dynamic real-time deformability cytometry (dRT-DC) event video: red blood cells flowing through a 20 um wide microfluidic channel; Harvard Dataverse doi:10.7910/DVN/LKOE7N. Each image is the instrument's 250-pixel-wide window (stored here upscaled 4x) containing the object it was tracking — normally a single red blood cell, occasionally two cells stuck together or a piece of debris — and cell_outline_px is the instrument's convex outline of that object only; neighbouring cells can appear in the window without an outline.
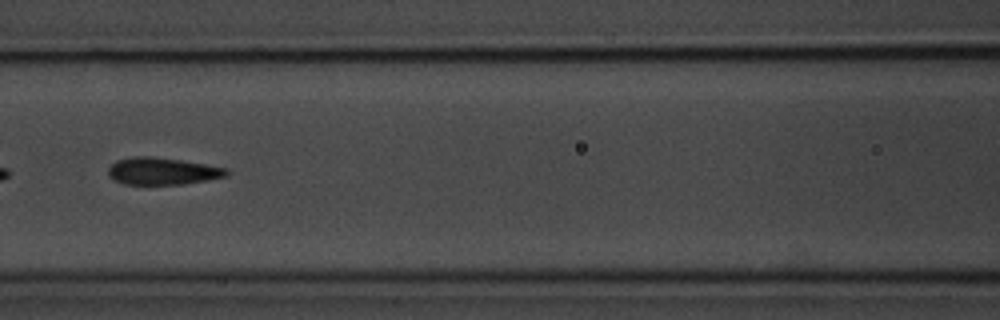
{"species": "common noctule bat (a hibernating species)", "species_latin": "Nyctalus noctula", "temperature_condition": "room temperature", "stored_images_in_passage": 7, "camera_frame_rate_fps": 3000, "um_per_image_px": 0.085, "animal": {"sex": "male", "body_mass_g": 20.1, "forearm_length_mm": 53.5}, "frame": {"image": 1, "passage_image": 4, "time_ms": 3.667, "image_size_px": [1000, 320], "cell_outline_px": [[228, 176], [184, 184], [124, 184], [108, 176], [108, 168], [116, 160], [136, 156], [148, 156], [180, 160], [228, 168]], "centroid_in_image_um": [13.8, 14.55], "position_along_channel_um": 152.8, "area_um2": 18.55}}
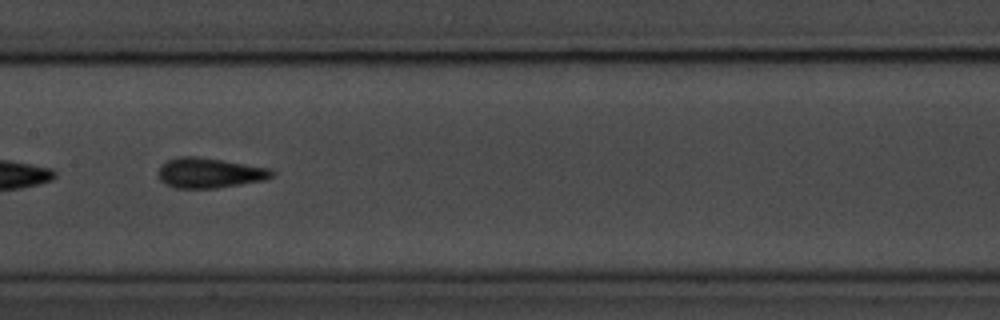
{"frame": {"image": 2, "passage_image": 5, "time_ms": 4.667, "image_size_px": [1000, 320], "cell_outline_px": [[276, 172], [272, 176], [264, 180], [216, 188], [176, 188], [164, 184], [160, 180], [156, 172], [168, 160], [180, 156], [196, 156], [268, 168]], "centroid_in_image_um": [17.77, 14.7], "position_along_channel_um": 189.6, "area_um2": 19.71}}